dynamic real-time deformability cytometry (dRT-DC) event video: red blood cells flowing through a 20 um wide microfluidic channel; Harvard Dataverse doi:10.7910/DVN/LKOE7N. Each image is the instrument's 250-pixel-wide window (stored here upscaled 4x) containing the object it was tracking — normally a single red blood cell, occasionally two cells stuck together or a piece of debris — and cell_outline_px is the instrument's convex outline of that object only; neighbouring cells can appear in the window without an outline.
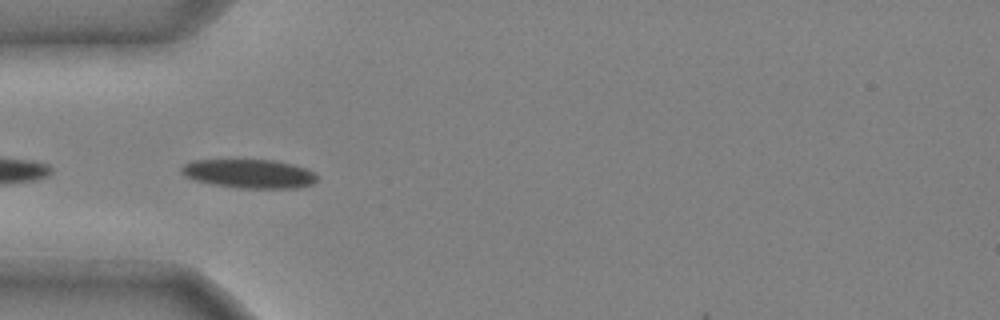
{"species": "common noctule bat (a hibernating species)", "species_latin": "Nyctalus noctula", "temperature_condition": "cold", "stored_images_in_passage": 19, "camera_frame_rate_fps": 3000, "um_per_image_px": 0.085, "animal": {"sex": "male", "body_mass_g": 20.4}, "frame": {"image": 1, "passage_image": 14, "time_ms": 4.333, "image_size_px": [1000, 320], "cell_outline_px": [[316, 180], [312, 184], [300, 188], [236, 188], [212, 184], [196, 180], [184, 176], [180, 172], [180, 168], [184, 164], [192, 160], [272, 160], [292, 164], [316, 172]], "centroid_in_image_um": [21.17, 14.77], "position_along_channel_um": 63.8, "area_um2": 22.89}}